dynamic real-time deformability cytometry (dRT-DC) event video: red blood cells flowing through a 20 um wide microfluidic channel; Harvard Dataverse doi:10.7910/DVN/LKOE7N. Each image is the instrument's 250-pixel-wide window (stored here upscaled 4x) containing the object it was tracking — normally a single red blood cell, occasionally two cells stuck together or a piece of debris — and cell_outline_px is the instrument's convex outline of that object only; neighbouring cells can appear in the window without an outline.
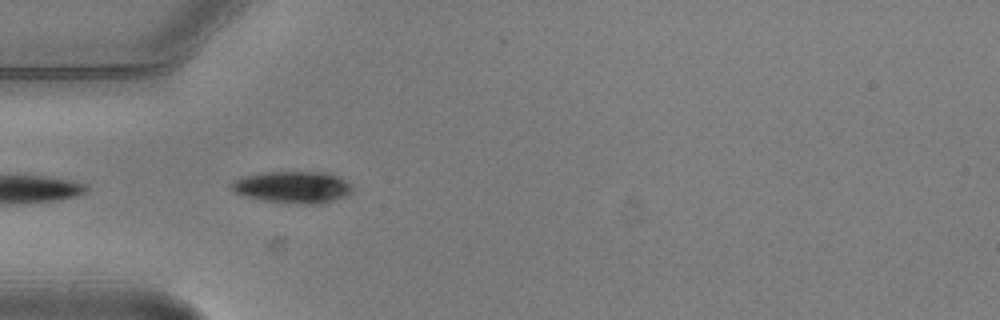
{"species": "common noctule bat (a hibernating species)", "species_latin": "Nyctalus noctula", "temperature_condition": "warm", "stored_images_in_passage": 5, "camera_frame_rate_fps": 3000, "um_per_image_px": 0.085, "animal": {"sex": "male", "body_mass_g": 20.5, "forearm_length_mm": 52.5}, "frame": {"image": 1, "passage_image": 5, "time_ms": 1.333, "image_size_px": [1000, 320], "cell_outline_px": [[352, 192], [348, 196], [324, 204], [304, 204], [268, 200], [244, 196], [236, 192], [228, 184], [244, 176], [260, 172], [328, 172], [352, 184]], "centroid_in_image_um": [24.94, 15.9], "position_along_channel_um": 60.1, "area_um2": 22.43}}